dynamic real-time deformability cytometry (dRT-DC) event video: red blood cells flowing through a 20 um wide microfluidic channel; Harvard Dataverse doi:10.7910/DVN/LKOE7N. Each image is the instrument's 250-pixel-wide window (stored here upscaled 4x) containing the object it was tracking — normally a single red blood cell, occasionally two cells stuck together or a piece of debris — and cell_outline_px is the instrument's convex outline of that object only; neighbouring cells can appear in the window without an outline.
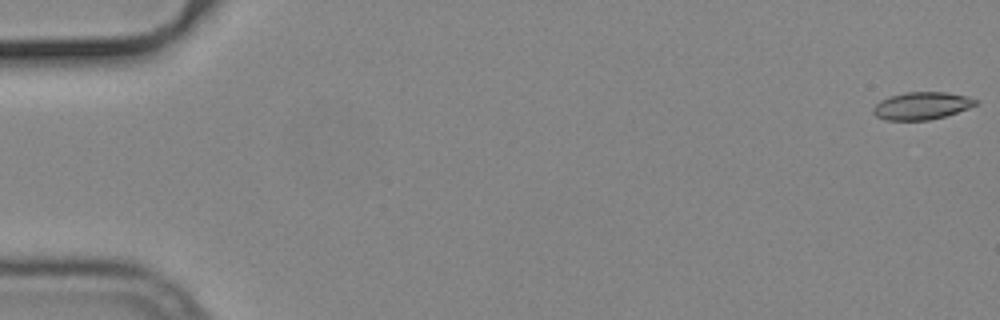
{"species": "common noctule bat (a hibernating species)", "species_latin": "Nyctalus noctula", "temperature_condition": "cold", "stored_images_in_passage": 18, "camera_frame_rate_fps": 3000, "um_per_image_px": 0.085, "animal": {"sex": "male", "body_mass_g": 19.2, "forearm_length_mm": 51.8}, "frame": {"image": 1, "passage_image": 1, "time_ms": 0.0, "image_size_px": [1000, 320], "cell_outline_px": [[980, 104], [944, 116], [928, 120], [884, 120], [876, 116], [872, 112], [872, 108], [880, 100], [888, 96], [904, 92], [948, 92], [968, 96], [980, 100]], "centroid_in_image_um": [78.35, 8.98], "position_along_channel_um": 6.6, "area_um2": 16.65}}
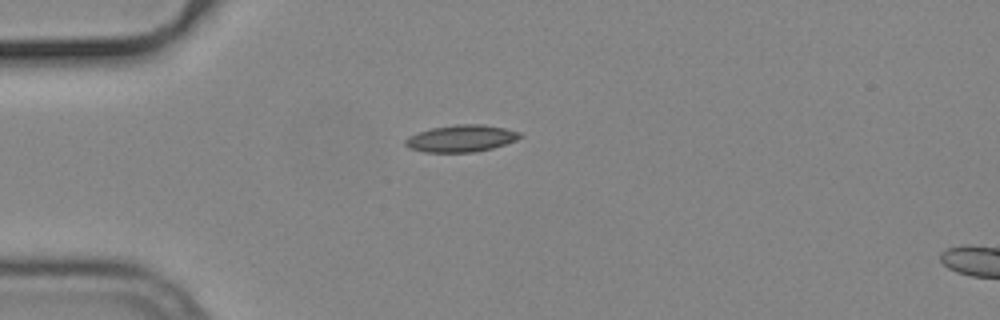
{"frame": {"image": 2, "passage_image": 15, "time_ms": 4.667, "image_size_px": [1000, 320], "cell_outline_px": [[524, 136], [516, 140], [492, 148], [476, 152], [424, 152], [408, 148], [404, 144], [404, 140], [408, 136], [432, 128], [456, 124], [484, 124], [504, 128], [520, 132]], "centroid_in_image_um": [39.2, 11.77], "position_along_channel_um": 45.8, "area_um2": 18.03}}